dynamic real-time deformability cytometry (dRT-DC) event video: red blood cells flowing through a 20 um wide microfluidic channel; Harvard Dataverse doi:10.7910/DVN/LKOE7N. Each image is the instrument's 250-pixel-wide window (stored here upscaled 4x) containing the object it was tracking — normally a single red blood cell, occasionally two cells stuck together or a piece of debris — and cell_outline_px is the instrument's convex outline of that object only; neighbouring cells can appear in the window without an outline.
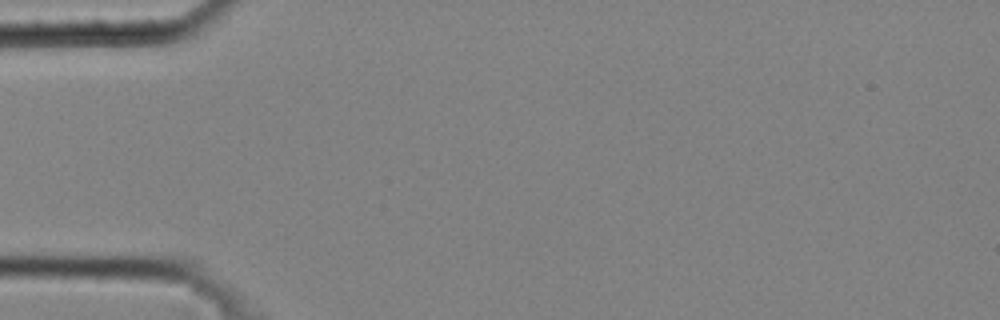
{"species": "common noctule bat (a hibernating species)", "species_latin": "Nyctalus noctula", "temperature_condition": "cold", "stored_images_in_passage": 1, "camera_frame_rate_fps": 3000, "um_per_image_px": 0.085, "animal": {"sex": "male", "body_mass_g": 20.4}, "frame": {"image": 1, "passage_image": 1, "time_ms": 0.0, "image_size_px": [1000, 320], "cell_outline_px": [[300, 16], [296, 24], [288, 36], [268, 52], [256, 56], [240, 52], [244, 44], [252, 32], [272, 12], [300, 12]], "centroid_in_image_um": [22.99, 2.79], "position_along_channel_um": 62.0, "area_um2": 10.4}}